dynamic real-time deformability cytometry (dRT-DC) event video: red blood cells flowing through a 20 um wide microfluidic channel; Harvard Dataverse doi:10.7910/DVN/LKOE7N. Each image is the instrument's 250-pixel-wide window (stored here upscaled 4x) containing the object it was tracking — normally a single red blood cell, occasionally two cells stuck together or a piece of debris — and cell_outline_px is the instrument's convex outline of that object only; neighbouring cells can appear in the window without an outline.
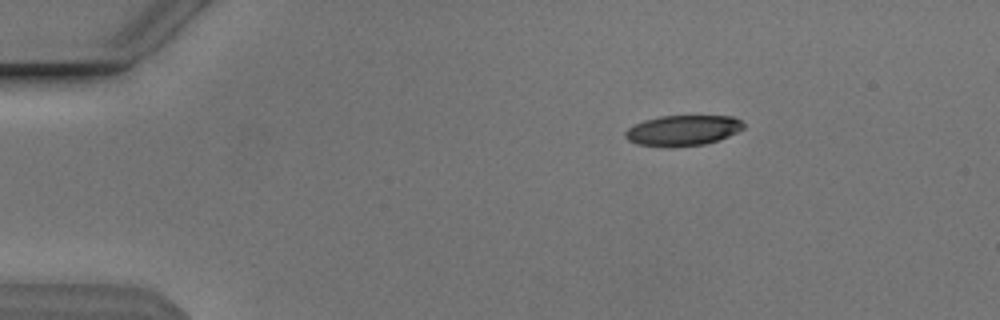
{"species": "Egyptian fruit bat (a non-hibernating species)", "species_latin": "Rousettus aegyptiacus", "temperature_condition": "cold", "stored_images_in_passage": 45, "camera_frame_rate_fps": 3000, "um_per_image_px": 0.085, "animal": {"sex": "male"}, "frame": {"image": 1, "passage_image": 1, "time_ms": 0.0, "image_size_px": [1000, 320], "cell_outline_px": [[744, 128], [728, 136], [704, 144], [636, 144], [628, 140], [624, 136], [624, 132], [628, 128], [644, 120], [660, 116], [732, 116], [740, 120], [744, 124]], "centroid_in_image_um": [58.05, 11.03], "position_along_channel_um": 26.9, "area_um2": 20.06}}
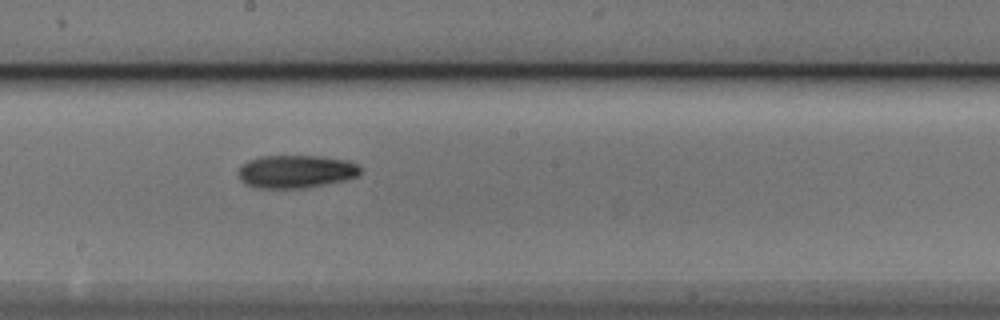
{"frame": {"image": 2, "passage_image": 22, "time_ms": 7.0, "image_size_px": [1000, 320], "cell_outline_px": [[360, 172], [356, 176], [344, 180], [324, 184], [300, 188], [256, 188], [240, 180], [240, 168], [248, 160], [260, 156], [320, 156], [344, 160], [356, 164], [360, 168]], "centroid_in_image_um": [25.13, 14.57], "position_along_channel_um": 223.1, "area_um2": 23.0}}
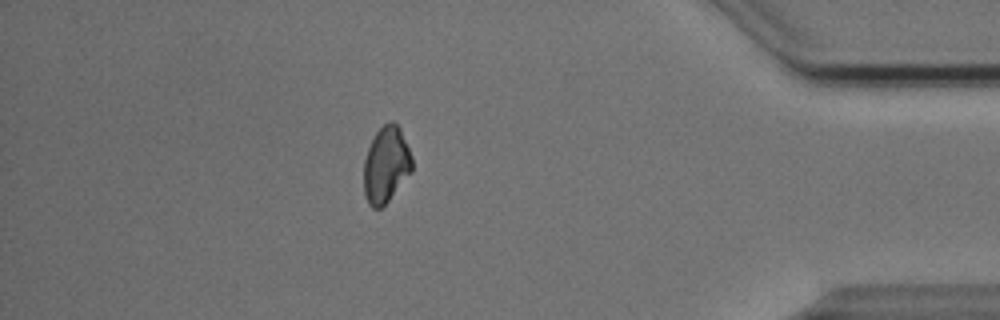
{"frame": {"image": 3, "passage_image": 39, "time_ms": 12.667, "image_size_px": [1000, 320], "cell_outline_px": [[412, 172], [388, 200], [380, 208], [372, 208], [368, 204], [364, 192], [364, 160], [368, 148], [376, 132], [384, 124], [392, 120], [400, 128], [412, 156]], "centroid_in_image_um": [32.82, 14.0], "position_along_channel_um": 402.4, "area_um2": 21.27}, "authors_computed_cell_mechanics": {"area_um2": 22.3108, "velocity_mm_per_s": 3.8511, "shape_relaxation_time_tau1_ms": 3.4772, "shape_relaxation_time_tau2_ms": null, "deformation_change_tau1": 0.1264, "deformation_change_tau2": null}}